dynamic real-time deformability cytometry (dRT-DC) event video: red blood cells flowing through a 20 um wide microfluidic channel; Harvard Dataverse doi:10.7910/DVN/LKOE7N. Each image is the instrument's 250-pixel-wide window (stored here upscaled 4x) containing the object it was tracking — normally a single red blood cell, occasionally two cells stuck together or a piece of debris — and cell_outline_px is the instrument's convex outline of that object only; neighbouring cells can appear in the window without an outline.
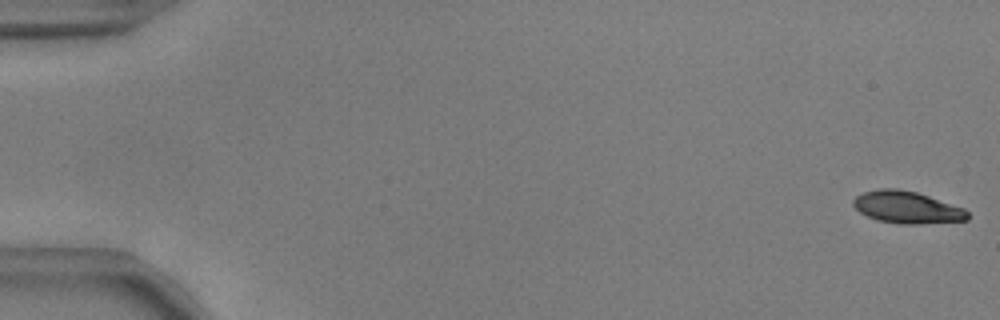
{"species": "common noctule bat (a hibernating species)", "species_latin": "Nyctalus noctula", "temperature_condition": "warm", "stored_images_in_passage": 55, "camera_frame_rate_fps": 3000, "um_per_image_px": 0.085, "animal": {"sex": "male", "body_mass_g": 17.9, "forearm_length_mm": 54.2}, "frame": {"image": 1, "passage_image": 1, "time_ms": 0.0, "image_size_px": [1000, 320], "cell_outline_px": [[968, 220], [920, 224], [896, 224], [876, 220], [860, 212], [852, 204], [852, 200], [856, 196], [864, 192], [880, 188], [896, 188], [916, 192], [964, 208], [968, 212]], "centroid_in_image_um": [77.07, 17.63], "position_along_channel_um": 7.9, "area_um2": 21.39}}
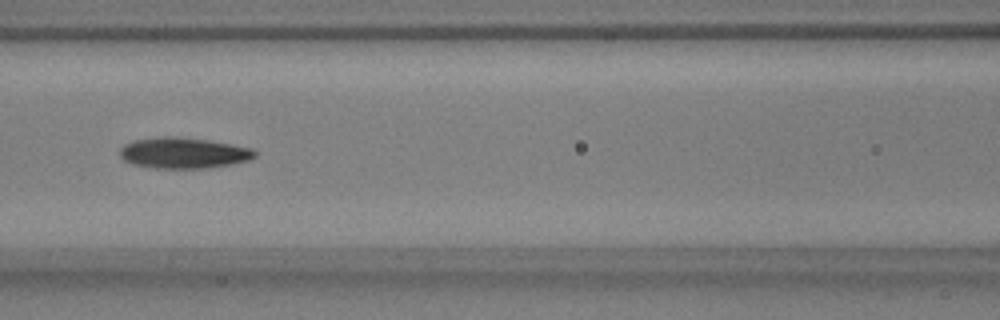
{"frame": {"image": 2, "passage_image": 25, "time_ms": 8.0, "image_size_px": [1000, 320], "cell_outline_px": [[256, 156], [248, 160], [232, 164], [208, 168], [152, 168], [132, 164], [124, 160], [120, 156], [120, 148], [124, 144], [136, 140], [160, 136], [176, 136], [208, 140], [252, 148], [256, 152]], "centroid_in_image_um": [15.58, 13.0], "position_along_channel_um": 151.0, "area_um2": 24.33}}
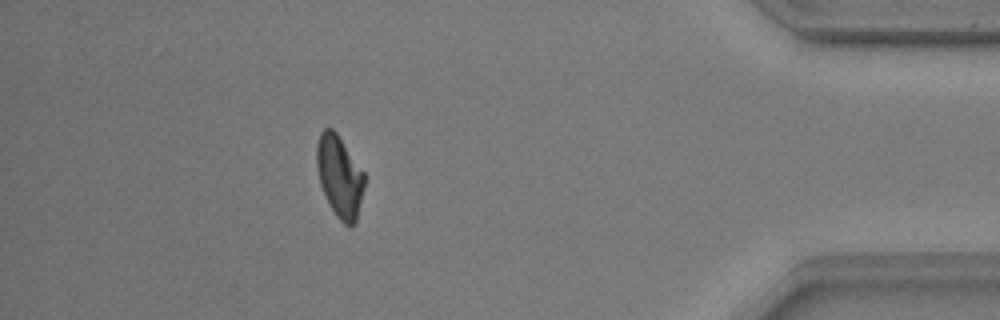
{"frame": {"image": 3, "passage_image": 49, "time_ms": 16.0, "image_size_px": [1000, 320], "cell_outline_px": [[364, 188], [356, 220], [352, 224], [344, 224], [336, 216], [328, 204], [320, 184], [316, 168], [316, 144], [320, 132], [324, 128], [332, 128], [336, 132], [364, 172]], "centroid_in_image_um": [28.83, 14.97], "position_along_channel_um": 406.4, "area_um2": 22.66}, "authors_computed_cell_mechanics": {"area_um2": 23.12, "velocity_mm_per_s": 3.7342, "shape_relaxation_time_tau1_ms": 3.0719, "shape_relaxation_time_tau2_ms": 4.0665, "deformation_change_tau1": 0.177, "deformation_change_tau2": 0.1153}}